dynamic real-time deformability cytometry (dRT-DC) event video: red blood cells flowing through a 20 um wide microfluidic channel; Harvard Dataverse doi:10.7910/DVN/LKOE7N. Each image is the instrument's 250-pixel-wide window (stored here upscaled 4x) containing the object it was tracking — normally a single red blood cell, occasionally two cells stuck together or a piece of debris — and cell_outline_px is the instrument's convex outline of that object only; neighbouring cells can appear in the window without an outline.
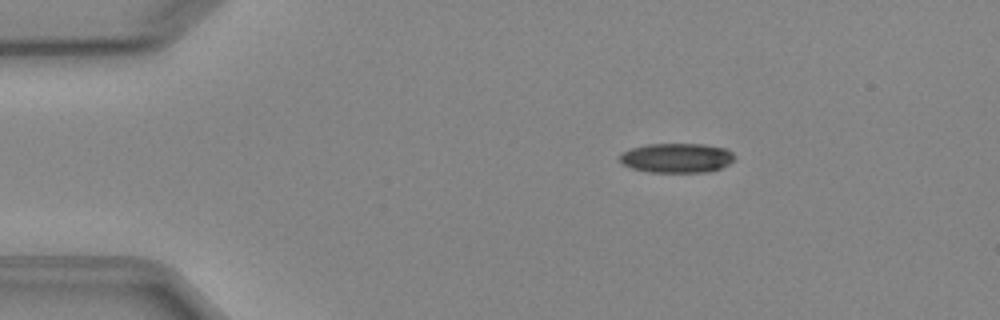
{"species": "Egyptian fruit bat (a non-hibernating species)", "species_latin": "Rousettus aegyptiacus", "temperature_condition": "cold", "stored_images_in_passage": 5, "camera_frame_rate_fps": 3000, "um_per_image_px": 0.085, "animal": {"sex": "female"}, "frame": {"image": 1, "passage_image": 3, "time_ms": 2.333, "image_size_px": [1000, 320], "cell_outline_px": [[736, 156], [728, 164], [720, 168], [708, 172], [648, 172], [632, 168], [624, 164], [620, 160], [620, 152], [632, 148], [648, 144], [704, 144], [728, 148]], "centroid_in_image_um": [57.54, 13.42], "position_along_channel_um": 27.5, "area_um2": 19.83}}
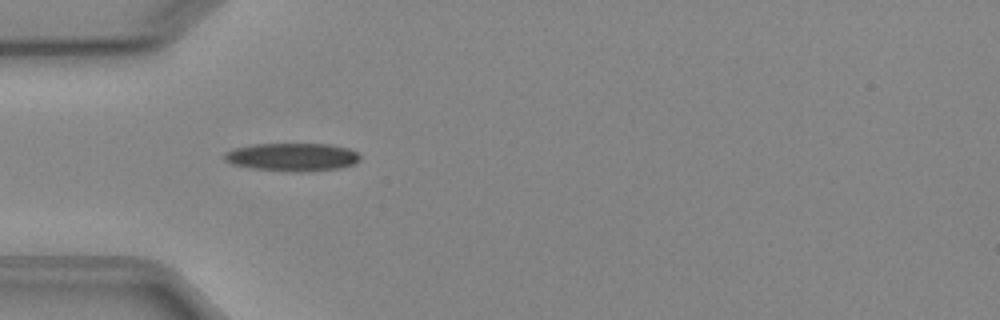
{"frame": {"image": 2, "passage_image": 5, "time_ms": 4.667, "image_size_px": [1000, 320], "cell_outline_px": [[360, 160], [352, 164], [336, 168], [252, 168], [232, 164], [224, 160], [224, 152], [232, 148], [252, 144], [332, 144], [348, 148], [356, 152], [360, 156]], "centroid_in_image_um": [24.77, 13.27], "position_along_channel_um": 60.2, "area_um2": 20.87}}